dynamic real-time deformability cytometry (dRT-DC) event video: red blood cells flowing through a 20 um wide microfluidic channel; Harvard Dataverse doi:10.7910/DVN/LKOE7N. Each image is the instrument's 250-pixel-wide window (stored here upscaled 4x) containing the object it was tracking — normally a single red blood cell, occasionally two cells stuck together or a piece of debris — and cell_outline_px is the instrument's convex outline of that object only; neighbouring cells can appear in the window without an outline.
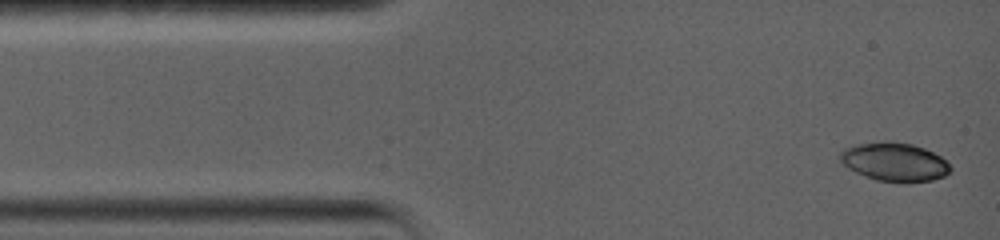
{"species": "common noctule bat (a hibernating species)", "species_latin": "Nyctalus noctula", "temperature_condition": "warm", "stored_images_in_passage": 42, "camera_frame_rate_fps": 5000, "um_per_image_px": 0.085, "animal": {"sex": "female", "body_mass_g": 19.0, "forearm_length_mm": 56.7}, "frame": {"image": 1, "passage_image": 1, "time_ms": 0.0, "image_size_px": [1000, 240], "cell_outline_px": [[952, 168], [944, 176], [932, 180], [904, 184], [876, 180], [856, 172], [848, 168], [840, 160], [840, 152], [844, 148], [860, 144], [888, 140], [892, 140], [912, 144], [924, 148], [940, 156]], "centroid_in_image_um": [76.03, 13.77], "position_along_channel_um": 9.0, "area_um2": 24.97}}
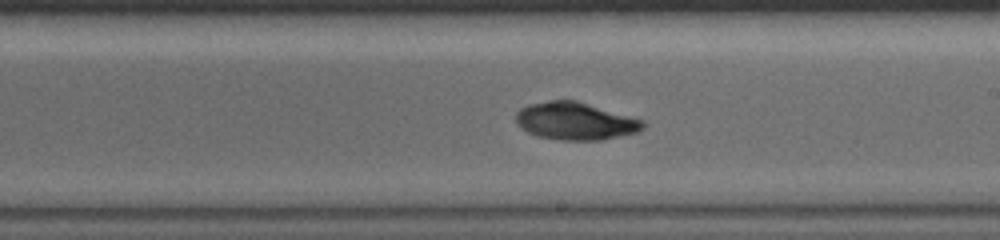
{"frame": {"image": 2, "passage_image": 24, "time_ms": 8.4, "image_size_px": [1000, 240], "cell_outline_px": [[644, 128], [636, 132], [620, 136], [600, 140], [560, 140], [536, 136], [520, 128], [516, 124], [516, 112], [520, 108], [528, 104], [548, 100], [576, 100], [644, 120]], "centroid_in_image_um": [48.86, 10.29], "position_along_channel_um": 240.1, "area_um2": 27.92}}
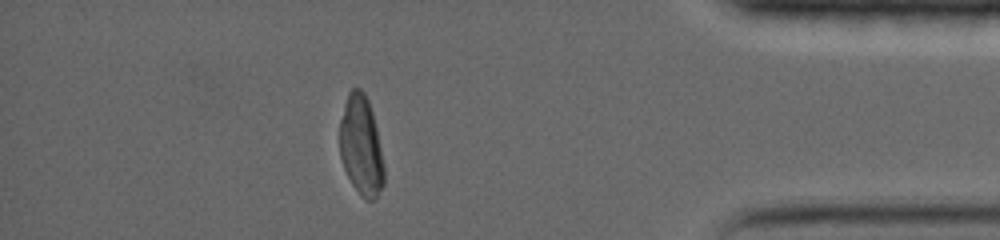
{"frame": {"image": 3, "passage_image": 42, "time_ms": 14.0, "image_size_px": [1000, 240], "cell_outline_px": [[384, 184], [376, 196], [372, 200], [368, 200], [360, 196], [352, 184], [344, 168], [340, 156], [340, 120], [344, 104], [348, 92], [352, 88], [360, 88], [364, 92], [368, 100], [372, 112], [376, 128], [384, 164]], "centroid_in_image_um": [30.69, 12.38], "position_along_channel_um": 404.5, "area_um2": 25.66}, "authors_computed_cell_mechanics": {"area_um2": 27.8018, "velocity_mm_per_s": 3.5937, "shape_relaxation_time_tau1_ms": 7.8114, "shape_relaxation_time_tau2_ms": null, "deformation_change_tau1": 0.3161, "deformation_change_tau2": null}}